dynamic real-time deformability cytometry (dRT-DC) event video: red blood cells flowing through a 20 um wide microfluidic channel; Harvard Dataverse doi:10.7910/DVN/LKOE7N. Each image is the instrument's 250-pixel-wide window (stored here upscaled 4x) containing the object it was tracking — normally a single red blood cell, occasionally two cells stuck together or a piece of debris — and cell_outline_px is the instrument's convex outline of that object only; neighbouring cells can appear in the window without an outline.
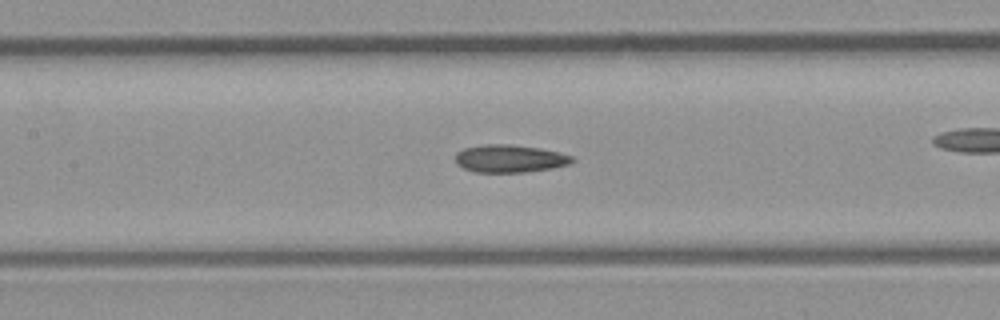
{"species": "common noctule bat (a hibernating species)", "species_latin": "Nyctalus noctula", "temperature_condition": "room temperature", "stored_images_in_passage": 47, "camera_frame_rate_fps": 3000, "um_per_image_px": 0.085, "animal": {"sex": "male", "body_mass_g": 23.1, "forearm_length_mm": 52.7}, "frame": {"image": 1, "passage_image": 21, "time_ms": 6.667, "image_size_px": [1000, 320], "cell_outline_px": [[576, 160], [568, 164], [552, 168], [528, 172], [476, 172], [464, 168], [456, 164], [456, 152], [464, 148], [484, 144], [508, 144], [540, 148], [560, 152], [572, 156]], "centroid_in_image_um": [43.34, 13.48], "position_along_channel_um": 164.1, "area_um2": 18.9}, "authors_computed_cell_mechanics": {"area_um2": 18.785, "velocity_mm_per_s": 4.3302, "shape_relaxation_time_tau1_ms": 9.0847, "shape_relaxation_time_tau2_ms": 4.3781, "deformation_change_tau1": 0.162, "deformation_change_tau2": 0.1226}}